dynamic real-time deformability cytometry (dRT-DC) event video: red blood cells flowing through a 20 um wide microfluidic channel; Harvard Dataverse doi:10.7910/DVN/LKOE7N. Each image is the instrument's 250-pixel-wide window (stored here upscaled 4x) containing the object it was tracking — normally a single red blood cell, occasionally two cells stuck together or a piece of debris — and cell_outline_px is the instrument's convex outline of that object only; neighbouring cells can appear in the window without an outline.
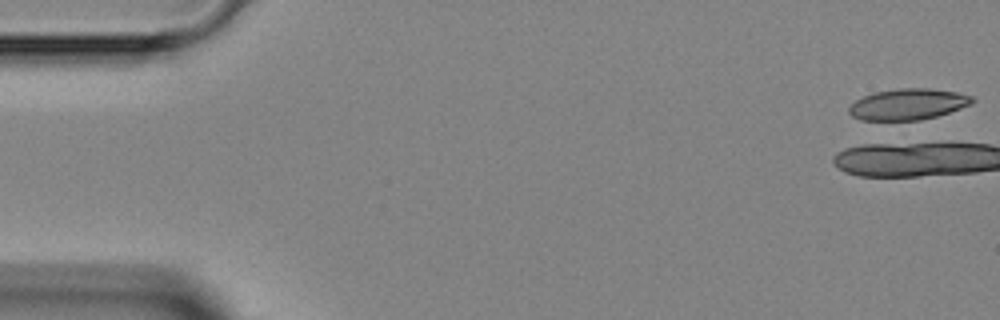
{"species": "Egyptian fruit bat (a non-hibernating species)", "species_latin": "Rousettus aegyptiacus", "temperature_condition": "room temperature", "stored_images_in_passage": 5, "camera_frame_rate_fps": 3000, "um_per_image_px": 0.085, "animal": {"sex": "female"}, "frame": {"image": 1, "passage_image": 1, "time_ms": 0.0, "image_size_px": [1000, 320], "cell_outline_px": [[976, 100], [972, 104], [936, 116], [920, 120], [860, 120], [852, 116], [848, 112], [848, 108], [856, 100], [872, 92], [900, 88], [928, 88], [956, 92], [972, 96]], "centroid_in_image_um": [77.17, 8.86], "position_along_channel_um": 7.8, "area_um2": 22.31}}